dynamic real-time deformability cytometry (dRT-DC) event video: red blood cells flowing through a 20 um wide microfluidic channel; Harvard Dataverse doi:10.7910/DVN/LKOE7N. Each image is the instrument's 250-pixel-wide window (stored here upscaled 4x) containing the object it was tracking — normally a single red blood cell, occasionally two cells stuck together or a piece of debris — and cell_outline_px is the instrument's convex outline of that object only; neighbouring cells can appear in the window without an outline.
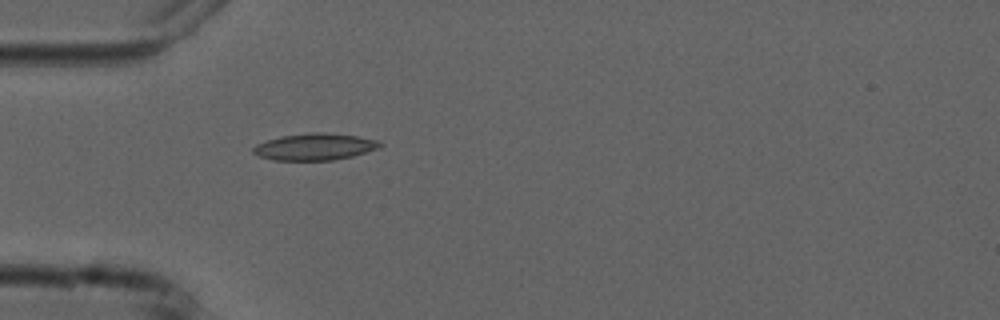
{"species": "common noctule bat (a hibernating species)", "species_latin": "Nyctalus noctula", "temperature_condition": "cold", "stored_images_in_passage": 2, "camera_frame_rate_fps": 3000, "um_per_image_px": 0.085, "animal": {"sex": "male", "forearm_length_mm": 52.5}, "frame": {"image": 1, "passage_image": 2, "time_ms": 1.333, "image_size_px": [1000, 320], "cell_outline_px": [[384, 144], [380, 148], [352, 156], [332, 160], [272, 160], [256, 156], [252, 152], [252, 148], [256, 144], [268, 140], [284, 136], [308, 132], [324, 132], [356, 136], [380, 140]], "centroid_in_image_um": [26.76, 12.48], "position_along_channel_um": 58.2, "area_um2": 19.88}}